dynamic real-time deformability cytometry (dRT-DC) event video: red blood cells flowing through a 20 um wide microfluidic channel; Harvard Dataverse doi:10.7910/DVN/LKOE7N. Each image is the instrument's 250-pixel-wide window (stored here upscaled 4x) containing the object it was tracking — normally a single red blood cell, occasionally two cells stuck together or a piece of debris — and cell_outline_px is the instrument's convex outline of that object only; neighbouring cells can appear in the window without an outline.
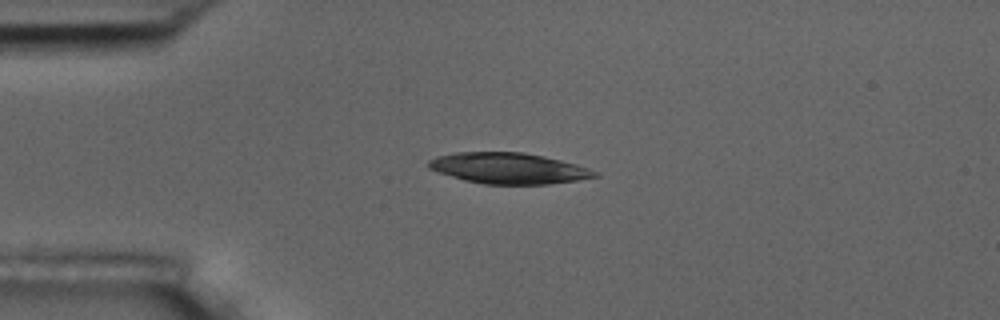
{"species": "common noctule bat (a hibernating species)", "species_latin": "Nyctalus noctula", "temperature_condition": "room temperature", "stored_images_in_passage": 3, "camera_frame_rate_fps": 3000, "um_per_image_px": 0.085, "animal": {"sex": "male", "body_mass_g": 17.5, "forearm_length_mm": 52.3}, "frame": {"image": 1, "passage_image": 2, "time_ms": 2.333, "image_size_px": [1000, 320], "cell_outline_px": [[600, 176], [576, 180], [548, 184], [484, 184], [464, 180], [428, 168], [428, 160], [436, 156], [452, 152], [524, 152], [544, 156], [576, 164], [600, 172]], "centroid_in_image_um": [43.23, 14.29], "position_along_channel_um": 41.8, "area_um2": 29.94}}